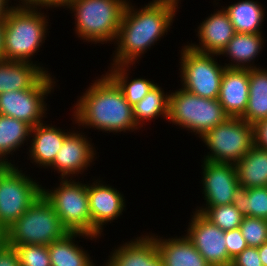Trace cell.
I'll return each mask as SVG.
<instances>
[{
	"label": "cell",
	"mask_w": 267,
	"mask_h": 266,
	"mask_svg": "<svg viewBox=\"0 0 267 266\" xmlns=\"http://www.w3.org/2000/svg\"><path fill=\"white\" fill-rule=\"evenodd\" d=\"M181 0H152L135 8L130 0L122 15L111 65H134L170 32ZM138 60V61H137Z\"/></svg>",
	"instance_id": "cell-1"
},
{
	"label": "cell",
	"mask_w": 267,
	"mask_h": 266,
	"mask_svg": "<svg viewBox=\"0 0 267 266\" xmlns=\"http://www.w3.org/2000/svg\"><path fill=\"white\" fill-rule=\"evenodd\" d=\"M100 77L77 99L72 108L73 124L75 122L83 130L90 127L114 134L138 130L132 106L120 87L107 73Z\"/></svg>",
	"instance_id": "cell-2"
},
{
	"label": "cell",
	"mask_w": 267,
	"mask_h": 266,
	"mask_svg": "<svg viewBox=\"0 0 267 266\" xmlns=\"http://www.w3.org/2000/svg\"><path fill=\"white\" fill-rule=\"evenodd\" d=\"M41 8L37 4L14 3L5 18L4 61L29 62L51 74L43 64L32 61L49 33V19Z\"/></svg>",
	"instance_id": "cell-3"
},
{
	"label": "cell",
	"mask_w": 267,
	"mask_h": 266,
	"mask_svg": "<svg viewBox=\"0 0 267 266\" xmlns=\"http://www.w3.org/2000/svg\"><path fill=\"white\" fill-rule=\"evenodd\" d=\"M128 0H74L68 8L75 16V34L92 44L114 43ZM105 42V43H104Z\"/></svg>",
	"instance_id": "cell-4"
},
{
	"label": "cell",
	"mask_w": 267,
	"mask_h": 266,
	"mask_svg": "<svg viewBox=\"0 0 267 266\" xmlns=\"http://www.w3.org/2000/svg\"><path fill=\"white\" fill-rule=\"evenodd\" d=\"M69 231L51 204L41 195L6 229L7 245H45L63 238Z\"/></svg>",
	"instance_id": "cell-5"
},
{
	"label": "cell",
	"mask_w": 267,
	"mask_h": 266,
	"mask_svg": "<svg viewBox=\"0 0 267 266\" xmlns=\"http://www.w3.org/2000/svg\"><path fill=\"white\" fill-rule=\"evenodd\" d=\"M57 187H42V195L54 208L64 227L69 232H80L95 237L102 234L92 225L89 210L88 182L76 179H60Z\"/></svg>",
	"instance_id": "cell-6"
},
{
	"label": "cell",
	"mask_w": 267,
	"mask_h": 266,
	"mask_svg": "<svg viewBox=\"0 0 267 266\" xmlns=\"http://www.w3.org/2000/svg\"><path fill=\"white\" fill-rule=\"evenodd\" d=\"M228 116L218 99H206L178 88L169 95L168 122L201 138Z\"/></svg>",
	"instance_id": "cell-7"
},
{
	"label": "cell",
	"mask_w": 267,
	"mask_h": 266,
	"mask_svg": "<svg viewBox=\"0 0 267 266\" xmlns=\"http://www.w3.org/2000/svg\"><path fill=\"white\" fill-rule=\"evenodd\" d=\"M15 165H0V225L7 229L42 195V185Z\"/></svg>",
	"instance_id": "cell-8"
},
{
	"label": "cell",
	"mask_w": 267,
	"mask_h": 266,
	"mask_svg": "<svg viewBox=\"0 0 267 266\" xmlns=\"http://www.w3.org/2000/svg\"><path fill=\"white\" fill-rule=\"evenodd\" d=\"M200 139L210 150L204 160L235 164L254 145V126L242 118L228 117Z\"/></svg>",
	"instance_id": "cell-9"
},
{
	"label": "cell",
	"mask_w": 267,
	"mask_h": 266,
	"mask_svg": "<svg viewBox=\"0 0 267 266\" xmlns=\"http://www.w3.org/2000/svg\"><path fill=\"white\" fill-rule=\"evenodd\" d=\"M180 53L179 77L182 88L199 97L218 99L226 68L217 62L219 55L195 51L188 44L182 46Z\"/></svg>",
	"instance_id": "cell-10"
},
{
	"label": "cell",
	"mask_w": 267,
	"mask_h": 266,
	"mask_svg": "<svg viewBox=\"0 0 267 266\" xmlns=\"http://www.w3.org/2000/svg\"><path fill=\"white\" fill-rule=\"evenodd\" d=\"M55 78L51 74H45L30 89L1 93L0 115L16 118L32 128L44 122L43 118L48 114L45 99L54 91Z\"/></svg>",
	"instance_id": "cell-11"
},
{
	"label": "cell",
	"mask_w": 267,
	"mask_h": 266,
	"mask_svg": "<svg viewBox=\"0 0 267 266\" xmlns=\"http://www.w3.org/2000/svg\"><path fill=\"white\" fill-rule=\"evenodd\" d=\"M185 230L186 237L211 266H231L226 248L225 231L212 224L201 213L192 211Z\"/></svg>",
	"instance_id": "cell-12"
},
{
	"label": "cell",
	"mask_w": 267,
	"mask_h": 266,
	"mask_svg": "<svg viewBox=\"0 0 267 266\" xmlns=\"http://www.w3.org/2000/svg\"><path fill=\"white\" fill-rule=\"evenodd\" d=\"M64 139L61 149L57 152L54 162L48 167L60 173V179L74 178L93 165L96 149L86 134L75 130ZM84 134V135H83ZM91 164V165H90ZM82 172V173H81Z\"/></svg>",
	"instance_id": "cell-13"
},
{
	"label": "cell",
	"mask_w": 267,
	"mask_h": 266,
	"mask_svg": "<svg viewBox=\"0 0 267 266\" xmlns=\"http://www.w3.org/2000/svg\"><path fill=\"white\" fill-rule=\"evenodd\" d=\"M202 160L203 176L200 183L203 188V198L206 200L205 206L202 207L231 204L234 190L239 185L235 165Z\"/></svg>",
	"instance_id": "cell-14"
},
{
	"label": "cell",
	"mask_w": 267,
	"mask_h": 266,
	"mask_svg": "<svg viewBox=\"0 0 267 266\" xmlns=\"http://www.w3.org/2000/svg\"><path fill=\"white\" fill-rule=\"evenodd\" d=\"M89 210L92 225L101 233L108 222H114L126 211V199L117 188L105 184L97 177L92 184H88Z\"/></svg>",
	"instance_id": "cell-15"
},
{
	"label": "cell",
	"mask_w": 267,
	"mask_h": 266,
	"mask_svg": "<svg viewBox=\"0 0 267 266\" xmlns=\"http://www.w3.org/2000/svg\"><path fill=\"white\" fill-rule=\"evenodd\" d=\"M214 10L216 11L198 25L196 36H198L199 44L188 43L191 49L201 53L219 55L236 34L224 8Z\"/></svg>",
	"instance_id": "cell-16"
},
{
	"label": "cell",
	"mask_w": 267,
	"mask_h": 266,
	"mask_svg": "<svg viewBox=\"0 0 267 266\" xmlns=\"http://www.w3.org/2000/svg\"><path fill=\"white\" fill-rule=\"evenodd\" d=\"M106 266H163L154 237L147 233L112 250Z\"/></svg>",
	"instance_id": "cell-17"
},
{
	"label": "cell",
	"mask_w": 267,
	"mask_h": 266,
	"mask_svg": "<svg viewBox=\"0 0 267 266\" xmlns=\"http://www.w3.org/2000/svg\"><path fill=\"white\" fill-rule=\"evenodd\" d=\"M249 98V69L225 68L218 100L228 117L241 118Z\"/></svg>",
	"instance_id": "cell-18"
},
{
	"label": "cell",
	"mask_w": 267,
	"mask_h": 266,
	"mask_svg": "<svg viewBox=\"0 0 267 266\" xmlns=\"http://www.w3.org/2000/svg\"><path fill=\"white\" fill-rule=\"evenodd\" d=\"M65 131L55 125H48L45 121L34 126L31 129L30 146L27 148L29 150L27 152V154L29 153L28 160L43 169L48 168L54 162L64 139L71 133L70 129Z\"/></svg>",
	"instance_id": "cell-19"
},
{
	"label": "cell",
	"mask_w": 267,
	"mask_h": 266,
	"mask_svg": "<svg viewBox=\"0 0 267 266\" xmlns=\"http://www.w3.org/2000/svg\"><path fill=\"white\" fill-rule=\"evenodd\" d=\"M151 235L154 237L163 266H211L186 235L173 238H163L160 235L158 238V235L153 233Z\"/></svg>",
	"instance_id": "cell-20"
},
{
	"label": "cell",
	"mask_w": 267,
	"mask_h": 266,
	"mask_svg": "<svg viewBox=\"0 0 267 266\" xmlns=\"http://www.w3.org/2000/svg\"><path fill=\"white\" fill-rule=\"evenodd\" d=\"M263 33H236L219 54L229 58L230 63H225L226 68L253 69L255 58L263 49ZM252 62V63H251Z\"/></svg>",
	"instance_id": "cell-21"
},
{
	"label": "cell",
	"mask_w": 267,
	"mask_h": 266,
	"mask_svg": "<svg viewBox=\"0 0 267 266\" xmlns=\"http://www.w3.org/2000/svg\"><path fill=\"white\" fill-rule=\"evenodd\" d=\"M77 237H87L86 239L90 240L99 238L80 232L67 233L63 238L48 246L51 266H91L94 263L83 246H79L78 241H75Z\"/></svg>",
	"instance_id": "cell-22"
},
{
	"label": "cell",
	"mask_w": 267,
	"mask_h": 266,
	"mask_svg": "<svg viewBox=\"0 0 267 266\" xmlns=\"http://www.w3.org/2000/svg\"><path fill=\"white\" fill-rule=\"evenodd\" d=\"M46 73L36 64L0 61V94L32 88Z\"/></svg>",
	"instance_id": "cell-23"
},
{
	"label": "cell",
	"mask_w": 267,
	"mask_h": 266,
	"mask_svg": "<svg viewBox=\"0 0 267 266\" xmlns=\"http://www.w3.org/2000/svg\"><path fill=\"white\" fill-rule=\"evenodd\" d=\"M234 165L239 185L246 189L267 186V150L254 144Z\"/></svg>",
	"instance_id": "cell-24"
},
{
	"label": "cell",
	"mask_w": 267,
	"mask_h": 266,
	"mask_svg": "<svg viewBox=\"0 0 267 266\" xmlns=\"http://www.w3.org/2000/svg\"><path fill=\"white\" fill-rule=\"evenodd\" d=\"M32 127L27 123L10 116L0 115V165H13L12 160H8V155L20 151L21 146H25L31 139Z\"/></svg>",
	"instance_id": "cell-25"
},
{
	"label": "cell",
	"mask_w": 267,
	"mask_h": 266,
	"mask_svg": "<svg viewBox=\"0 0 267 266\" xmlns=\"http://www.w3.org/2000/svg\"><path fill=\"white\" fill-rule=\"evenodd\" d=\"M236 33H262L266 16L265 9L258 1L242 0L224 7Z\"/></svg>",
	"instance_id": "cell-26"
},
{
	"label": "cell",
	"mask_w": 267,
	"mask_h": 266,
	"mask_svg": "<svg viewBox=\"0 0 267 266\" xmlns=\"http://www.w3.org/2000/svg\"><path fill=\"white\" fill-rule=\"evenodd\" d=\"M251 125L267 118V69H249V98L241 117Z\"/></svg>",
	"instance_id": "cell-27"
},
{
	"label": "cell",
	"mask_w": 267,
	"mask_h": 266,
	"mask_svg": "<svg viewBox=\"0 0 267 266\" xmlns=\"http://www.w3.org/2000/svg\"><path fill=\"white\" fill-rule=\"evenodd\" d=\"M163 89L157 84L144 98L132 106L134 121L140 129L146 122H151L158 117L168 120L170 92L165 93Z\"/></svg>",
	"instance_id": "cell-28"
},
{
	"label": "cell",
	"mask_w": 267,
	"mask_h": 266,
	"mask_svg": "<svg viewBox=\"0 0 267 266\" xmlns=\"http://www.w3.org/2000/svg\"><path fill=\"white\" fill-rule=\"evenodd\" d=\"M131 67H133V65H110V68L105 73H107L120 87L129 104L134 106L144 98L148 92L157 85V83L143 77L130 80L128 75H130L129 72Z\"/></svg>",
	"instance_id": "cell-29"
},
{
	"label": "cell",
	"mask_w": 267,
	"mask_h": 266,
	"mask_svg": "<svg viewBox=\"0 0 267 266\" xmlns=\"http://www.w3.org/2000/svg\"><path fill=\"white\" fill-rule=\"evenodd\" d=\"M232 204L244 216L267 219V186L246 189L238 185Z\"/></svg>",
	"instance_id": "cell-30"
},
{
	"label": "cell",
	"mask_w": 267,
	"mask_h": 266,
	"mask_svg": "<svg viewBox=\"0 0 267 266\" xmlns=\"http://www.w3.org/2000/svg\"><path fill=\"white\" fill-rule=\"evenodd\" d=\"M196 212L201 213L212 224L222 231L239 228L244 215L231 203L215 207H196Z\"/></svg>",
	"instance_id": "cell-31"
},
{
	"label": "cell",
	"mask_w": 267,
	"mask_h": 266,
	"mask_svg": "<svg viewBox=\"0 0 267 266\" xmlns=\"http://www.w3.org/2000/svg\"><path fill=\"white\" fill-rule=\"evenodd\" d=\"M239 228L248 246L258 248L267 242V219L244 216Z\"/></svg>",
	"instance_id": "cell-32"
},
{
	"label": "cell",
	"mask_w": 267,
	"mask_h": 266,
	"mask_svg": "<svg viewBox=\"0 0 267 266\" xmlns=\"http://www.w3.org/2000/svg\"><path fill=\"white\" fill-rule=\"evenodd\" d=\"M17 251L20 266H51L48 246L45 245H10Z\"/></svg>",
	"instance_id": "cell-33"
},
{
	"label": "cell",
	"mask_w": 267,
	"mask_h": 266,
	"mask_svg": "<svg viewBox=\"0 0 267 266\" xmlns=\"http://www.w3.org/2000/svg\"><path fill=\"white\" fill-rule=\"evenodd\" d=\"M226 248L228 256L233 259L240 254L248 244L242 236L240 228L225 231Z\"/></svg>",
	"instance_id": "cell-34"
},
{
	"label": "cell",
	"mask_w": 267,
	"mask_h": 266,
	"mask_svg": "<svg viewBox=\"0 0 267 266\" xmlns=\"http://www.w3.org/2000/svg\"><path fill=\"white\" fill-rule=\"evenodd\" d=\"M231 266H263L258 248L248 246L232 259Z\"/></svg>",
	"instance_id": "cell-35"
},
{
	"label": "cell",
	"mask_w": 267,
	"mask_h": 266,
	"mask_svg": "<svg viewBox=\"0 0 267 266\" xmlns=\"http://www.w3.org/2000/svg\"><path fill=\"white\" fill-rule=\"evenodd\" d=\"M0 266H20L17 251L13 246L5 244L0 249Z\"/></svg>",
	"instance_id": "cell-36"
},
{
	"label": "cell",
	"mask_w": 267,
	"mask_h": 266,
	"mask_svg": "<svg viewBox=\"0 0 267 266\" xmlns=\"http://www.w3.org/2000/svg\"><path fill=\"white\" fill-rule=\"evenodd\" d=\"M254 144L267 150V118L254 125Z\"/></svg>",
	"instance_id": "cell-37"
},
{
	"label": "cell",
	"mask_w": 267,
	"mask_h": 266,
	"mask_svg": "<svg viewBox=\"0 0 267 266\" xmlns=\"http://www.w3.org/2000/svg\"><path fill=\"white\" fill-rule=\"evenodd\" d=\"M74 0H42L38 5H40L43 9L49 8H65L69 3Z\"/></svg>",
	"instance_id": "cell-38"
},
{
	"label": "cell",
	"mask_w": 267,
	"mask_h": 266,
	"mask_svg": "<svg viewBox=\"0 0 267 266\" xmlns=\"http://www.w3.org/2000/svg\"><path fill=\"white\" fill-rule=\"evenodd\" d=\"M5 19H0V61H4Z\"/></svg>",
	"instance_id": "cell-39"
},
{
	"label": "cell",
	"mask_w": 267,
	"mask_h": 266,
	"mask_svg": "<svg viewBox=\"0 0 267 266\" xmlns=\"http://www.w3.org/2000/svg\"><path fill=\"white\" fill-rule=\"evenodd\" d=\"M10 0H0V19H5L9 11L14 7V5L9 4ZM11 5V6H10Z\"/></svg>",
	"instance_id": "cell-40"
},
{
	"label": "cell",
	"mask_w": 267,
	"mask_h": 266,
	"mask_svg": "<svg viewBox=\"0 0 267 266\" xmlns=\"http://www.w3.org/2000/svg\"><path fill=\"white\" fill-rule=\"evenodd\" d=\"M260 260L263 266H267V242L258 247Z\"/></svg>",
	"instance_id": "cell-41"
},
{
	"label": "cell",
	"mask_w": 267,
	"mask_h": 266,
	"mask_svg": "<svg viewBox=\"0 0 267 266\" xmlns=\"http://www.w3.org/2000/svg\"><path fill=\"white\" fill-rule=\"evenodd\" d=\"M6 244V229L0 225V249Z\"/></svg>",
	"instance_id": "cell-42"
},
{
	"label": "cell",
	"mask_w": 267,
	"mask_h": 266,
	"mask_svg": "<svg viewBox=\"0 0 267 266\" xmlns=\"http://www.w3.org/2000/svg\"><path fill=\"white\" fill-rule=\"evenodd\" d=\"M42 0H17L20 4H39Z\"/></svg>",
	"instance_id": "cell-43"
},
{
	"label": "cell",
	"mask_w": 267,
	"mask_h": 266,
	"mask_svg": "<svg viewBox=\"0 0 267 266\" xmlns=\"http://www.w3.org/2000/svg\"><path fill=\"white\" fill-rule=\"evenodd\" d=\"M102 265H103V266H106V265H105V262H104V264H102ZM91 266H96V264H95V263H93Z\"/></svg>",
	"instance_id": "cell-44"
}]
</instances>
